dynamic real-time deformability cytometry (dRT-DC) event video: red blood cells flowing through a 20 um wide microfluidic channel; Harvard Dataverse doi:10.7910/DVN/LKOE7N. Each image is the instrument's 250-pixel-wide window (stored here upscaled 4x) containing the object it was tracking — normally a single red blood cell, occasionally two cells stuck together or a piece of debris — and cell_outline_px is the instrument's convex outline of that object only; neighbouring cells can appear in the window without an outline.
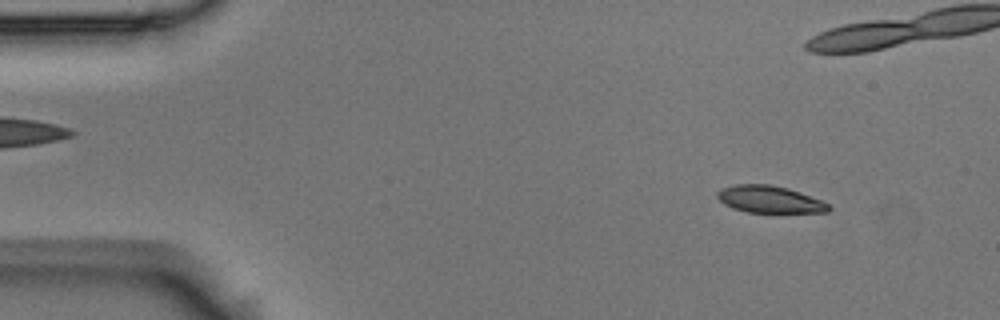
{"species": "Egyptian fruit bat (a non-hibernating species)", "species_latin": "Rousettus aegyptiacus", "temperature_condition": "room temperature", "stored_images_in_passage": 7, "segment_of_instrument_passage": [1, 2], "camera_frame_rate_fps": 3000, "um_per_image_px": 0.085, "animal": {"sex": "male"}, "frame": {"image": 1, "passage_image": 1, "time_ms": 0.0, "image_size_px": [1000, 320], "cell_outline_px": [[832, 208], [828, 212], [748, 212], [732, 208], [724, 204], [716, 196], [716, 192], [720, 188], [736, 184], [768, 184], [788, 188], [800, 192], [820, 200], [828, 204]], "centroid_in_image_um": [65.38, 16.94], "position_along_channel_um": 19.6, "area_um2": 17.51}}
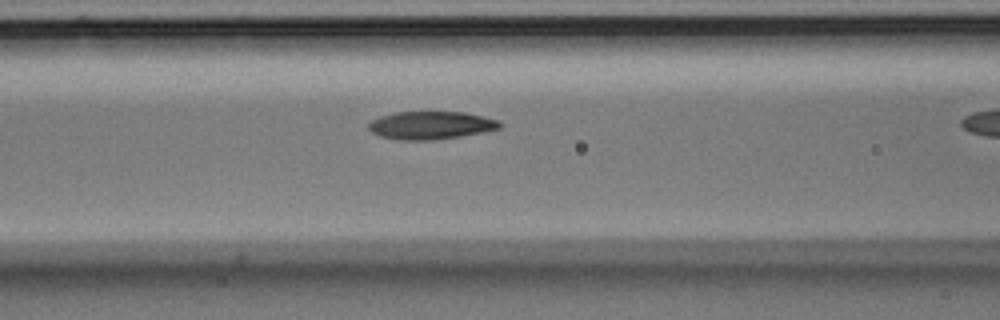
{"frame": {"image": 2, "passage_image": 6, "time_ms": 1.667, "image_size_px": [1000, 320], "cell_outline_px": [[504, 124], [500, 128], [484, 132], [460, 136], [432, 140], [400, 140], [380, 136], [372, 132], [368, 128], [368, 124], [372, 120], [380, 116], [396, 112], [464, 112], [484, 116], [500, 120]], "centroid_in_image_um": [36.66, 10.64], "position_along_channel_um": 129.9, "area_um2": 21.44}}